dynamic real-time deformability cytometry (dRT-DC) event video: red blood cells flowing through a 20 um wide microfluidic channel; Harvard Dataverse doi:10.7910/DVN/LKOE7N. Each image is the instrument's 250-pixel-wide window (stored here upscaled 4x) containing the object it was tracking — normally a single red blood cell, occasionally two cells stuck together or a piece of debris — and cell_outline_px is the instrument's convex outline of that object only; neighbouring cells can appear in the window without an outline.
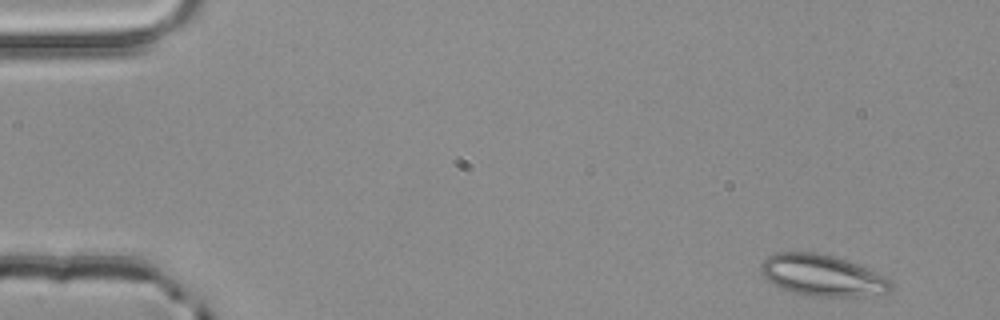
{"species": "common noctule bat (a hibernating species)", "species_latin": "Nyctalus noctula", "temperature_condition": "room temperature", "stored_images_in_passage": 3, "camera_frame_rate_fps": 3000, "um_per_image_px": 0.085, "animal": {"sex": "male", "body_mass_g": 20.4}, "frame": {"image": 1, "passage_image": 1, "time_ms": 0.0, "image_size_px": [1000, 320], "cell_outline_px": [[892, 288], [884, 296], [812, 296], [792, 292], [780, 288], [772, 284], [760, 272], [760, 264], [768, 256], [776, 252], [816, 252], [832, 256], [856, 264], [876, 272], [892, 280]], "centroid_in_image_um": [69.91, 23.42], "position_along_channel_um": 15.1, "area_um2": 31.5}}